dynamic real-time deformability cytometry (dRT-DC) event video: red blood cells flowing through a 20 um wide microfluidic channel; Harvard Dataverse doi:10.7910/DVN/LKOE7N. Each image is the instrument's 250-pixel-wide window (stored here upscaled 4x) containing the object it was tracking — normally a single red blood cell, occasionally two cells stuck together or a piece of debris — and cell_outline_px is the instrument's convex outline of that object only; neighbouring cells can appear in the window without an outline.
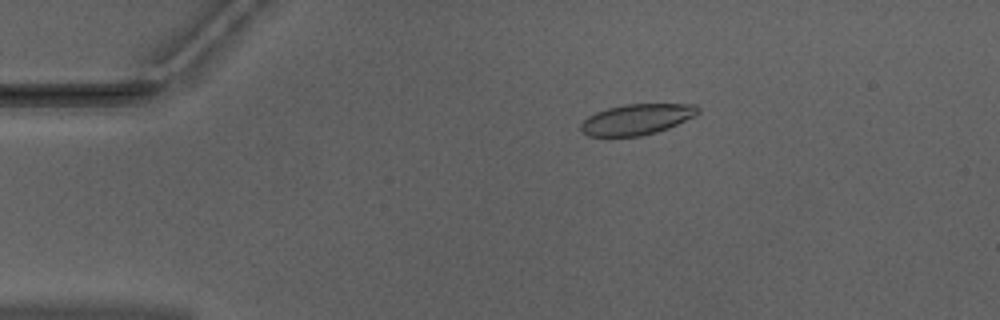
{"species": "Egyptian fruit bat (a non-hibernating species)", "species_latin": "Rousettus aegyptiacus", "temperature_condition": "warm", "stored_images_in_passage": 52, "camera_frame_rate_fps": 3000, "um_per_image_px": 0.085, "animal": {"sex": "male"}, "frame": {"image": 1, "passage_image": 10, "time_ms": 3.0, "image_size_px": [1000, 320], "cell_outline_px": [[700, 112], [696, 116], [668, 128], [656, 132], [640, 136], [588, 136], [580, 128], [580, 124], [588, 116], [596, 112], [608, 108], [624, 104], [696, 104], [700, 108]], "centroid_in_image_um": [54.16, 10.13], "position_along_channel_um": 30.8, "area_um2": 20.98}}
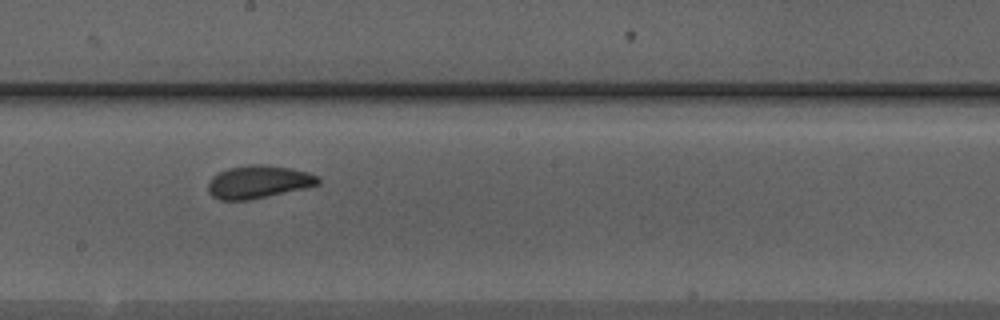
{"frame": {"image": 2, "passage_image": 29, "time_ms": 9.333, "image_size_px": [1000, 320], "cell_outline_px": [[320, 184], [304, 188], [248, 200], [220, 200], [212, 196], [208, 192], [208, 184], [212, 176], [228, 168], [248, 164], [264, 164], [288, 168], [308, 172], [316, 176], [320, 180]], "centroid_in_image_um": [21.93, 15.46], "position_along_channel_um": 226.3, "area_um2": 20.92}}
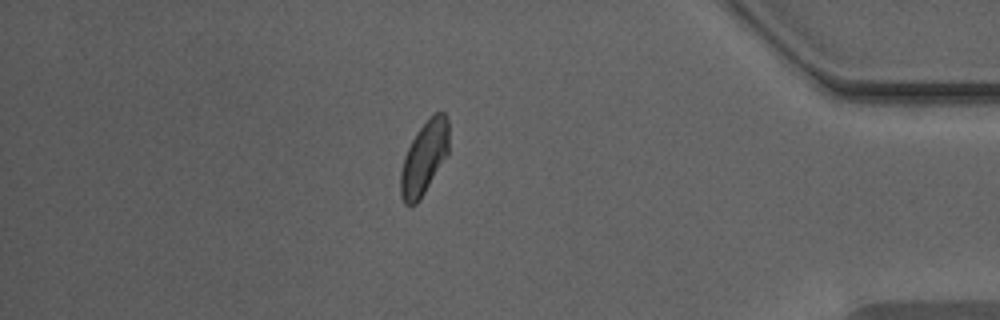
{"frame": {"image": 3, "passage_image": 45, "time_ms": 14.667, "image_size_px": [1000, 320], "cell_outline_px": [[448, 152], [420, 200], [416, 204], [404, 204], [400, 196], [400, 172], [404, 156], [412, 140], [420, 128], [436, 112], [444, 112], [448, 120]], "centroid_in_image_um": [36.03, 13.45], "position_along_channel_um": 399.2, "area_um2": 20.17}, "authors_computed_cell_mechanics": {"area_um2": 21.0392, "velocity_mm_per_s": 3.9548, "shape_relaxation_time_tau1_ms": 3.1977, "shape_relaxation_time_tau2_ms": 0.9379, "deformation_change_tau1": 0.1113, "deformation_change_tau2": 0.0576}}